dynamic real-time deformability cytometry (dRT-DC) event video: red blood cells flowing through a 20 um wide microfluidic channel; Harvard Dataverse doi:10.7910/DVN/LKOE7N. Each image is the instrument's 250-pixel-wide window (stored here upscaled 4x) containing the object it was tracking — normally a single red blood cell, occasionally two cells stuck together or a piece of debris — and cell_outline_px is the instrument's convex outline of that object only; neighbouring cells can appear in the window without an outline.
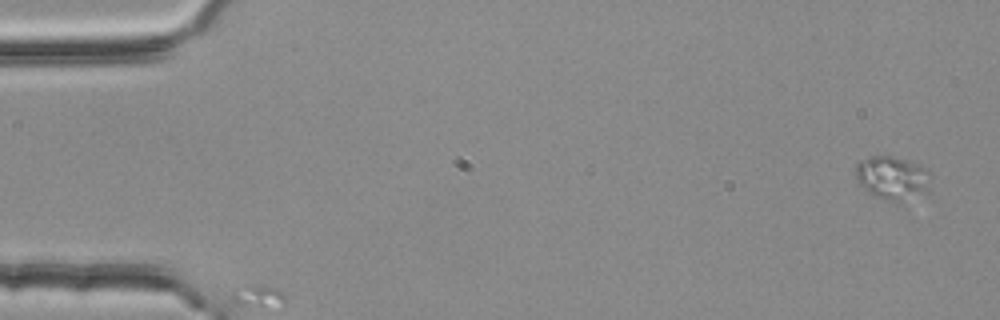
{"species": "common noctule bat (a hibernating species)", "species_latin": "Nyctalus noctula", "temperature_condition": "room temperature", "stored_images_in_passage": 4, "camera_frame_rate_fps": 3000, "um_per_image_px": 0.085, "animal": {"sex": "female", "body_mass_g": 25.1}, "frame": {"image": 1, "passage_image": 1, "time_ms": 0.0, "image_size_px": [1000, 320], "cell_outline_px": [[932, 176], [928, 192], [896, 204], [872, 196], [860, 184], [856, 176], [856, 164], [860, 160], [872, 156], [892, 156], [920, 164]], "centroid_in_image_um": [75.88, 15.15], "position_along_channel_um": 9.1, "area_um2": 19.42}}